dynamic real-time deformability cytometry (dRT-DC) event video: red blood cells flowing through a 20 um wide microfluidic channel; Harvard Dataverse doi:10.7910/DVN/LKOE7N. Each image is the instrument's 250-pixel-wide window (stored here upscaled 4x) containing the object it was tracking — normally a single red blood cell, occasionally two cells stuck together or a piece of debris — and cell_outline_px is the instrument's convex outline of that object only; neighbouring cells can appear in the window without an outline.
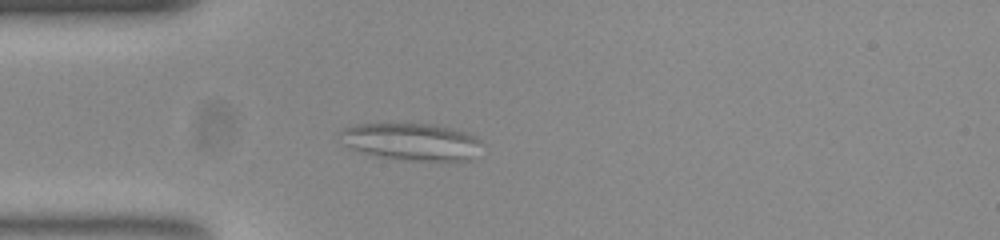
{"species": "common noctule bat (a hibernating species)", "species_latin": "Nyctalus noctula", "temperature_condition": "room temperature", "stored_images_in_passage": 56, "camera_frame_rate_fps": 3000, "um_per_image_px": 0.085, "animal": {"sex": "female", "body_mass_g": 23.0, "forearm_length_mm": 53.4}, "frame": {"image": 1, "passage_image": 15, "time_ms": 4.667, "image_size_px": [1000, 240], "cell_outline_px": [[476, 140], [464, 156], [460, 160], [404, 160], [380, 156], [356, 148], [348, 144], [344, 132], [348, 128], [360, 124], [388, 120], [404, 120], [432, 124], [448, 128], [472, 136]], "centroid_in_image_um": [34.81, 11.95], "position_along_channel_um": 50.2, "area_um2": 28.96}}
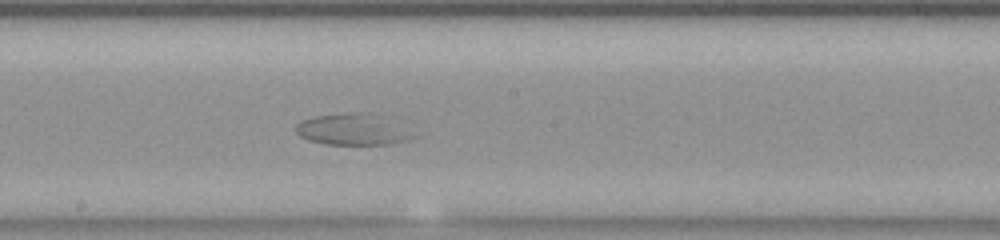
{"frame": {"image": 2, "passage_image": 30, "time_ms": 9.667, "image_size_px": [1000, 240], "cell_outline_px": [[416, 136], [408, 140], [388, 144], [324, 144], [308, 140], [300, 136], [296, 132], [296, 124], [300, 120], [312, 116], [348, 112], [368, 112], [388, 116]], "centroid_in_image_um": [29.97, 10.97], "position_along_channel_um": 218.2, "area_um2": 21.79}}
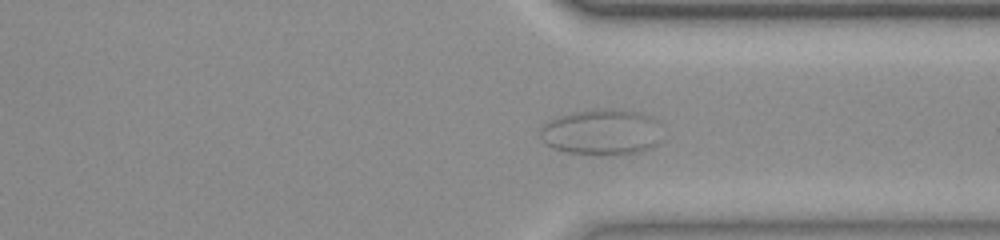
{"frame": {"image": 3, "passage_image": 42, "time_ms": 13.667, "image_size_px": [1000, 240], "cell_outline_px": [[656, 144], [640, 152], [616, 156], [608, 156], [568, 152], [552, 148], [544, 144], [540, 136], [540, 128], [548, 120], [572, 112], [596, 108], [616, 108], [640, 112], [652, 116], [656, 120]], "centroid_in_image_um": [51.07, 11.23], "position_along_channel_um": 360.3, "area_um2": 32.83}}